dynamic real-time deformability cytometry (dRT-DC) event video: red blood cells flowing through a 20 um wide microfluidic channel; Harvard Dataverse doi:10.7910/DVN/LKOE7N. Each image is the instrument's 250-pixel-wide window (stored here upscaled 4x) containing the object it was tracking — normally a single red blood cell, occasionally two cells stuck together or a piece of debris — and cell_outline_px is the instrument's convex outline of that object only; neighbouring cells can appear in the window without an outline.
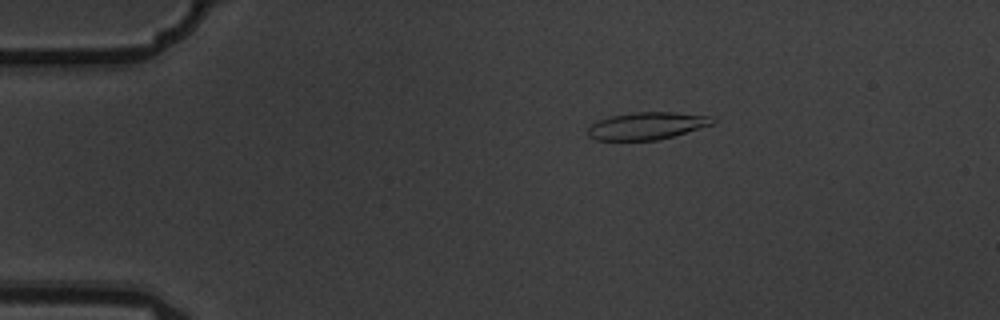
{"species": "common noctule bat (a hibernating species)", "species_latin": "Nyctalus noctula", "temperature_condition": "warm", "stored_images_in_passage": 4, "camera_frame_rate_fps": 3000, "um_per_image_px": 0.085, "animal": {"sex": "male", "body_mass_g": 19.5, "forearm_length_mm": 54.6}, "frame": {"image": 1, "passage_image": 3, "time_ms": 0.667, "image_size_px": [1000, 320], "cell_outline_px": [[716, 120], [712, 124], [672, 136], [656, 140], [596, 140], [588, 136], [588, 128], [596, 120], [612, 116], [632, 112], [672, 112], [712, 116]], "centroid_in_image_um": [54.95, 10.69], "position_along_channel_um": 30.0, "area_um2": 19.71}}